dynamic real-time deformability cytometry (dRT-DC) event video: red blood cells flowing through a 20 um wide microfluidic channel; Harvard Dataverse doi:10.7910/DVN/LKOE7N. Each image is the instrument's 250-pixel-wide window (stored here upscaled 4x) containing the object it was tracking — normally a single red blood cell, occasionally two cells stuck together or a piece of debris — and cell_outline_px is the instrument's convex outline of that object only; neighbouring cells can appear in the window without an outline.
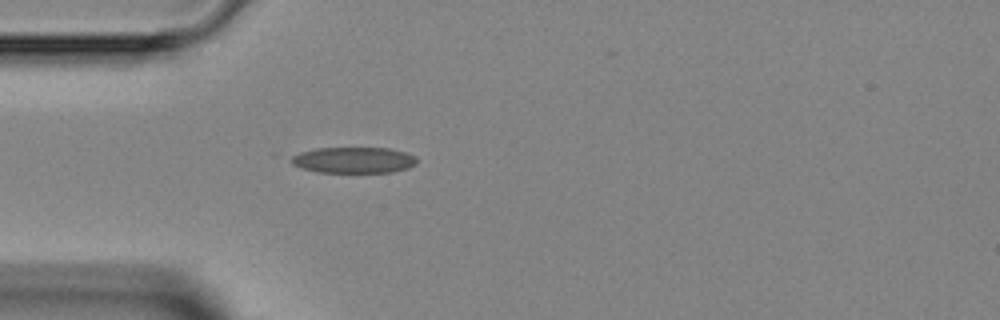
{"species": "Egyptian fruit bat (a non-hibernating species)", "species_latin": "Rousettus aegyptiacus", "temperature_condition": "room temperature", "stored_images_in_passage": 1, "camera_frame_rate_fps": 3000, "um_per_image_px": 0.085, "animal": {"sex": "female"}, "frame": {"image": 1, "passage_image": 1, "time_ms": 0.0, "image_size_px": [1000, 320], "cell_outline_px": [[416, 164], [408, 168], [392, 172], [320, 172], [304, 168], [292, 164], [292, 156], [300, 152], [316, 148], [388, 148], [404, 152], [416, 156]], "centroid_in_image_um": [30.09, 13.6], "position_along_channel_um": 54.9, "area_um2": 18.84}}